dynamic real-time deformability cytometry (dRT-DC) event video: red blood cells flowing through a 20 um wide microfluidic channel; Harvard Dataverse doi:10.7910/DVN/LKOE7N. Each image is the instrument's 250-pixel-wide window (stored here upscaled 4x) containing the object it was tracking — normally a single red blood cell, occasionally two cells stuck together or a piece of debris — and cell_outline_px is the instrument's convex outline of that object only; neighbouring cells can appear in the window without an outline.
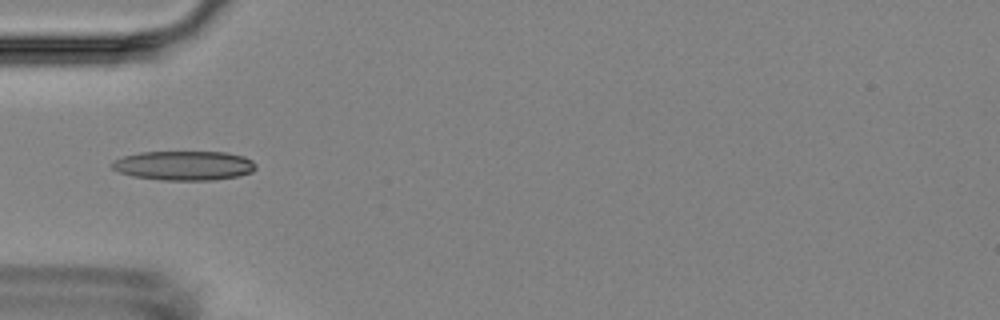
{"species": "Egyptian fruit bat (a non-hibernating species)", "species_latin": "Rousettus aegyptiacus", "temperature_condition": "room temperature", "stored_images_in_passage": 3, "camera_frame_rate_fps": 3000, "um_per_image_px": 0.085, "animal": {"sex": "female"}, "frame": {"image": 1, "passage_image": 1, "time_ms": 0.0, "image_size_px": [1000, 320], "cell_outline_px": [[256, 168], [252, 172], [240, 176], [212, 180], [160, 180], [132, 176], [120, 172], [112, 168], [112, 160], [124, 156], [140, 152], [228, 152], [244, 156], [252, 160], [256, 164]], "centroid_in_image_um": [15.67, 14.07], "position_along_channel_um": 69.3, "area_um2": 24.8}}